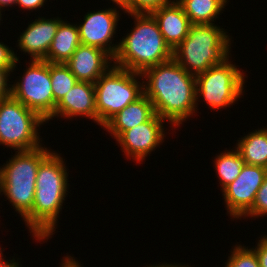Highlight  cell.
<instances>
[{"mask_svg":"<svg viewBox=\"0 0 267 267\" xmlns=\"http://www.w3.org/2000/svg\"><path fill=\"white\" fill-rule=\"evenodd\" d=\"M142 77L146 80L143 81L144 94L152 102L155 113L172 125L170 128H179L195 115L198 110L196 77L173 58L146 69Z\"/></svg>","mask_w":267,"mask_h":267,"instance_id":"6da1fadb","label":"cell"},{"mask_svg":"<svg viewBox=\"0 0 267 267\" xmlns=\"http://www.w3.org/2000/svg\"><path fill=\"white\" fill-rule=\"evenodd\" d=\"M63 160L60 154L52 151L38 167L33 207L22 219L35 241L47 242L57 229L69 187L68 168Z\"/></svg>","mask_w":267,"mask_h":267,"instance_id":"7a4b0ae2","label":"cell"},{"mask_svg":"<svg viewBox=\"0 0 267 267\" xmlns=\"http://www.w3.org/2000/svg\"><path fill=\"white\" fill-rule=\"evenodd\" d=\"M128 16L134 18V28L120 39L113 58L114 66L142 74L146 69L173 58V51L165 43L152 14Z\"/></svg>","mask_w":267,"mask_h":267,"instance_id":"3957f363","label":"cell"},{"mask_svg":"<svg viewBox=\"0 0 267 267\" xmlns=\"http://www.w3.org/2000/svg\"><path fill=\"white\" fill-rule=\"evenodd\" d=\"M231 39L216 24H192L187 37L173 50V59L196 76L231 57Z\"/></svg>","mask_w":267,"mask_h":267,"instance_id":"277c9868","label":"cell"},{"mask_svg":"<svg viewBox=\"0 0 267 267\" xmlns=\"http://www.w3.org/2000/svg\"><path fill=\"white\" fill-rule=\"evenodd\" d=\"M51 152L44 146L15 151L14 156L0 166V194L6 196L21 218L32 210L38 167Z\"/></svg>","mask_w":267,"mask_h":267,"instance_id":"5b68a950","label":"cell"},{"mask_svg":"<svg viewBox=\"0 0 267 267\" xmlns=\"http://www.w3.org/2000/svg\"><path fill=\"white\" fill-rule=\"evenodd\" d=\"M141 76V77H140ZM142 74L112 66L95 83L97 125L101 127L115 114L143 94Z\"/></svg>","mask_w":267,"mask_h":267,"instance_id":"8992f818","label":"cell"},{"mask_svg":"<svg viewBox=\"0 0 267 267\" xmlns=\"http://www.w3.org/2000/svg\"><path fill=\"white\" fill-rule=\"evenodd\" d=\"M44 123L38 113L12 96L0 100V145L14 151L39 148L42 146L39 129Z\"/></svg>","mask_w":267,"mask_h":267,"instance_id":"52a82bcc","label":"cell"},{"mask_svg":"<svg viewBox=\"0 0 267 267\" xmlns=\"http://www.w3.org/2000/svg\"><path fill=\"white\" fill-rule=\"evenodd\" d=\"M230 57L223 63L210 67L205 72L196 75L197 105L200 97L203 102L219 110L235 104L244 93L245 77L244 70H239L238 65L231 62ZM245 74V75H244ZM245 76V77H244Z\"/></svg>","mask_w":267,"mask_h":267,"instance_id":"ba28073f","label":"cell"},{"mask_svg":"<svg viewBox=\"0 0 267 267\" xmlns=\"http://www.w3.org/2000/svg\"><path fill=\"white\" fill-rule=\"evenodd\" d=\"M24 71L19 80L11 84V96L47 121L57 105L52 92L50 63L30 60Z\"/></svg>","mask_w":267,"mask_h":267,"instance_id":"9c48e42d","label":"cell"},{"mask_svg":"<svg viewBox=\"0 0 267 267\" xmlns=\"http://www.w3.org/2000/svg\"><path fill=\"white\" fill-rule=\"evenodd\" d=\"M266 176L267 168L244 163L239 176L222 191L231 220H241L252 209L257 191Z\"/></svg>","mask_w":267,"mask_h":267,"instance_id":"30bf717a","label":"cell"},{"mask_svg":"<svg viewBox=\"0 0 267 267\" xmlns=\"http://www.w3.org/2000/svg\"><path fill=\"white\" fill-rule=\"evenodd\" d=\"M117 9L119 8L112 6L105 10L87 12L83 19L84 22L77 25L81 44L100 48L114 58L119 42L115 44L113 41L115 39L112 38L115 37L117 23L121 16Z\"/></svg>","mask_w":267,"mask_h":267,"instance_id":"8fae6325","label":"cell"},{"mask_svg":"<svg viewBox=\"0 0 267 267\" xmlns=\"http://www.w3.org/2000/svg\"><path fill=\"white\" fill-rule=\"evenodd\" d=\"M163 123L165 120L155 114L150 120L124 131L116 142L126 158L141 163L160 147L166 138Z\"/></svg>","mask_w":267,"mask_h":267,"instance_id":"7c38bea8","label":"cell"},{"mask_svg":"<svg viewBox=\"0 0 267 267\" xmlns=\"http://www.w3.org/2000/svg\"><path fill=\"white\" fill-rule=\"evenodd\" d=\"M113 58L100 48L80 44L64 63L77 81L95 83L114 64Z\"/></svg>","mask_w":267,"mask_h":267,"instance_id":"4fadbf2b","label":"cell"},{"mask_svg":"<svg viewBox=\"0 0 267 267\" xmlns=\"http://www.w3.org/2000/svg\"><path fill=\"white\" fill-rule=\"evenodd\" d=\"M61 21L58 16L53 19L38 16V19L31 21L26 30L19 35L18 49L27 53L30 60H44Z\"/></svg>","mask_w":267,"mask_h":267,"instance_id":"5bb4252c","label":"cell"},{"mask_svg":"<svg viewBox=\"0 0 267 267\" xmlns=\"http://www.w3.org/2000/svg\"><path fill=\"white\" fill-rule=\"evenodd\" d=\"M85 117L97 123V109L95 100V85L90 82L78 81L73 88L56 105L54 114L46 121L54 120V117L73 119Z\"/></svg>","mask_w":267,"mask_h":267,"instance_id":"9a60e30c","label":"cell"},{"mask_svg":"<svg viewBox=\"0 0 267 267\" xmlns=\"http://www.w3.org/2000/svg\"><path fill=\"white\" fill-rule=\"evenodd\" d=\"M156 19L165 43L173 51L188 35L192 23L182 6L172 0L152 13Z\"/></svg>","mask_w":267,"mask_h":267,"instance_id":"2e32d148","label":"cell"},{"mask_svg":"<svg viewBox=\"0 0 267 267\" xmlns=\"http://www.w3.org/2000/svg\"><path fill=\"white\" fill-rule=\"evenodd\" d=\"M155 114L152 102L143 94L135 102L130 103L110 118L102 128H105L114 139H117L124 131L150 120Z\"/></svg>","mask_w":267,"mask_h":267,"instance_id":"e0dca14e","label":"cell"},{"mask_svg":"<svg viewBox=\"0 0 267 267\" xmlns=\"http://www.w3.org/2000/svg\"><path fill=\"white\" fill-rule=\"evenodd\" d=\"M59 23L57 33L50 45L44 61L48 63H66L81 44L77 24Z\"/></svg>","mask_w":267,"mask_h":267,"instance_id":"ac0fdd59","label":"cell"},{"mask_svg":"<svg viewBox=\"0 0 267 267\" xmlns=\"http://www.w3.org/2000/svg\"><path fill=\"white\" fill-rule=\"evenodd\" d=\"M235 147L245 164L267 168V128H258L239 138Z\"/></svg>","mask_w":267,"mask_h":267,"instance_id":"d6986e66","label":"cell"},{"mask_svg":"<svg viewBox=\"0 0 267 267\" xmlns=\"http://www.w3.org/2000/svg\"><path fill=\"white\" fill-rule=\"evenodd\" d=\"M192 24H215L229 0H176ZM228 1V2H227ZM215 20V21H214Z\"/></svg>","mask_w":267,"mask_h":267,"instance_id":"ffe728a7","label":"cell"},{"mask_svg":"<svg viewBox=\"0 0 267 267\" xmlns=\"http://www.w3.org/2000/svg\"><path fill=\"white\" fill-rule=\"evenodd\" d=\"M224 151L218 153L213 161L221 191L239 176L244 165V161L236 148Z\"/></svg>","mask_w":267,"mask_h":267,"instance_id":"44dd1931","label":"cell"},{"mask_svg":"<svg viewBox=\"0 0 267 267\" xmlns=\"http://www.w3.org/2000/svg\"><path fill=\"white\" fill-rule=\"evenodd\" d=\"M50 79L54 102L58 104L78 82L64 63H50Z\"/></svg>","mask_w":267,"mask_h":267,"instance_id":"7402d4cb","label":"cell"},{"mask_svg":"<svg viewBox=\"0 0 267 267\" xmlns=\"http://www.w3.org/2000/svg\"><path fill=\"white\" fill-rule=\"evenodd\" d=\"M225 267H260L255 250L241 244L234 245ZM249 248V249H248Z\"/></svg>","mask_w":267,"mask_h":267,"instance_id":"603a6c76","label":"cell"},{"mask_svg":"<svg viewBox=\"0 0 267 267\" xmlns=\"http://www.w3.org/2000/svg\"><path fill=\"white\" fill-rule=\"evenodd\" d=\"M171 2V0H126L122 11L124 14H152Z\"/></svg>","mask_w":267,"mask_h":267,"instance_id":"cb8c5ba5","label":"cell"},{"mask_svg":"<svg viewBox=\"0 0 267 267\" xmlns=\"http://www.w3.org/2000/svg\"><path fill=\"white\" fill-rule=\"evenodd\" d=\"M267 215V176L258 189L252 209L243 217L258 218Z\"/></svg>","mask_w":267,"mask_h":267,"instance_id":"d4e9b609","label":"cell"},{"mask_svg":"<svg viewBox=\"0 0 267 267\" xmlns=\"http://www.w3.org/2000/svg\"><path fill=\"white\" fill-rule=\"evenodd\" d=\"M16 54L7 44L0 42V68H6L11 73L14 72V69L17 68V62L20 63L19 56L17 57Z\"/></svg>","mask_w":267,"mask_h":267,"instance_id":"484cf974","label":"cell"},{"mask_svg":"<svg viewBox=\"0 0 267 267\" xmlns=\"http://www.w3.org/2000/svg\"><path fill=\"white\" fill-rule=\"evenodd\" d=\"M10 74L11 72L8 69L0 68V100L11 96Z\"/></svg>","mask_w":267,"mask_h":267,"instance_id":"4316f807","label":"cell"},{"mask_svg":"<svg viewBox=\"0 0 267 267\" xmlns=\"http://www.w3.org/2000/svg\"><path fill=\"white\" fill-rule=\"evenodd\" d=\"M257 246L255 245L256 256L258 258V262L260 267H267V235L262 236L258 242H256Z\"/></svg>","mask_w":267,"mask_h":267,"instance_id":"83f0119b","label":"cell"},{"mask_svg":"<svg viewBox=\"0 0 267 267\" xmlns=\"http://www.w3.org/2000/svg\"><path fill=\"white\" fill-rule=\"evenodd\" d=\"M47 1L48 0H16L15 5L21 7L22 10L25 9L29 11H36V9L44 7V3H46Z\"/></svg>","mask_w":267,"mask_h":267,"instance_id":"f1b7e54d","label":"cell"},{"mask_svg":"<svg viewBox=\"0 0 267 267\" xmlns=\"http://www.w3.org/2000/svg\"><path fill=\"white\" fill-rule=\"evenodd\" d=\"M62 263L60 267H83L80 262L76 260V258L71 257V255H66L62 259Z\"/></svg>","mask_w":267,"mask_h":267,"instance_id":"f546056e","label":"cell"},{"mask_svg":"<svg viewBox=\"0 0 267 267\" xmlns=\"http://www.w3.org/2000/svg\"><path fill=\"white\" fill-rule=\"evenodd\" d=\"M2 250L4 251L5 249H2L0 247V265H20L18 260L16 261L14 257L11 260L10 259L9 260L4 259L3 257L5 255H3Z\"/></svg>","mask_w":267,"mask_h":267,"instance_id":"4dcf8cb0","label":"cell"},{"mask_svg":"<svg viewBox=\"0 0 267 267\" xmlns=\"http://www.w3.org/2000/svg\"><path fill=\"white\" fill-rule=\"evenodd\" d=\"M147 267H189V265H181V264H176V263H174V264H167V263H162V264H153V265H150V266H148V265H146ZM145 266V267H146ZM191 267V266H190Z\"/></svg>","mask_w":267,"mask_h":267,"instance_id":"1f68e13d","label":"cell"},{"mask_svg":"<svg viewBox=\"0 0 267 267\" xmlns=\"http://www.w3.org/2000/svg\"><path fill=\"white\" fill-rule=\"evenodd\" d=\"M16 3V0H0V10L3 12L4 7H12ZM13 4V5H12Z\"/></svg>","mask_w":267,"mask_h":267,"instance_id":"d6a6232c","label":"cell"},{"mask_svg":"<svg viewBox=\"0 0 267 267\" xmlns=\"http://www.w3.org/2000/svg\"><path fill=\"white\" fill-rule=\"evenodd\" d=\"M114 5L116 4V7L120 8L119 10H123L126 5V0H111Z\"/></svg>","mask_w":267,"mask_h":267,"instance_id":"836d02e7","label":"cell"},{"mask_svg":"<svg viewBox=\"0 0 267 267\" xmlns=\"http://www.w3.org/2000/svg\"><path fill=\"white\" fill-rule=\"evenodd\" d=\"M18 265H0V267H17Z\"/></svg>","mask_w":267,"mask_h":267,"instance_id":"e575fe53","label":"cell"},{"mask_svg":"<svg viewBox=\"0 0 267 267\" xmlns=\"http://www.w3.org/2000/svg\"><path fill=\"white\" fill-rule=\"evenodd\" d=\"M2 11L0 10V22L2 21L1 19H2V13H1ZM0 25H1V23H0Z\"/></svg>","mask_w":267,"mask_h":267,"instance_id":"d590c367","label":"cell"}]
</instances>
